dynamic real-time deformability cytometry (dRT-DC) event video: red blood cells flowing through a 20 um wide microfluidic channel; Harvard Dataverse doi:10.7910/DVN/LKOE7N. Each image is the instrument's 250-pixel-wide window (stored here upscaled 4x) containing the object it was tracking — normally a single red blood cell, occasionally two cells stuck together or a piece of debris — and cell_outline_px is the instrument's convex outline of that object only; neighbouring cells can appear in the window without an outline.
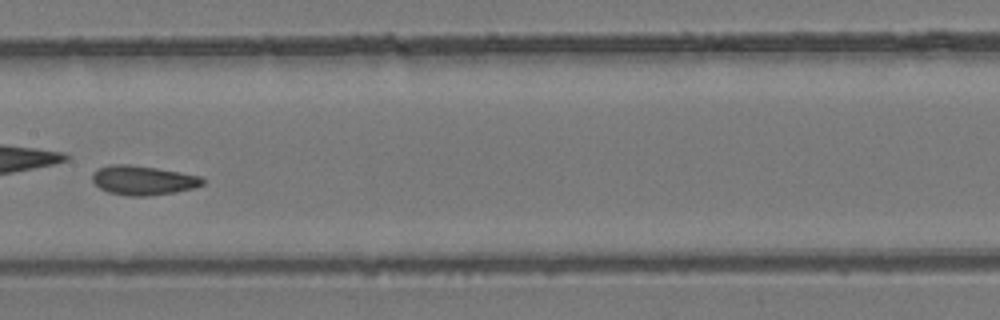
{"species": "common noctule bat (a hibernating species)", "species_latin": "Nyctalus noctula", "temperature_condition": "room temperature", "stored_images_in_passage": 30, "camera_frame_rate_fps": 3000, "um_per_image_px": 0.085, "animal": {"sex": "female", "body_mass_g": 24.6, "forearm_length_mm": 56.2}, "frame": {"image": 1, "passage_image": 13, "time_ms": 4.0, "image_size_px": [1000, 320], "cell_outline_px": [[204, 184], [196, 188], [176, 192], [148, 196], [132, 196], [108, 192], [100, 188], [92, 180], [92, 172], [100, 168], [112, 164], [128, 164], [156, 168], [180, 172], [200, 176], [204, 180]], "centroid_in_image_um": [12.18, 15.33], "position_along_channel_um": 195.2, "area_um2": 18.84}, "authors_computed_cell_mechanics": {"area_um2": 18.4671, "velocity_mm_per_s": 4.1402, "shape_relaxation_time_tau1_ms": 1.7736, "shape_relaxation_time_tau2_ms": 2.1335, "deformation_change_tau1": 0.1921, "deformation_change_tau2": 0.061}}